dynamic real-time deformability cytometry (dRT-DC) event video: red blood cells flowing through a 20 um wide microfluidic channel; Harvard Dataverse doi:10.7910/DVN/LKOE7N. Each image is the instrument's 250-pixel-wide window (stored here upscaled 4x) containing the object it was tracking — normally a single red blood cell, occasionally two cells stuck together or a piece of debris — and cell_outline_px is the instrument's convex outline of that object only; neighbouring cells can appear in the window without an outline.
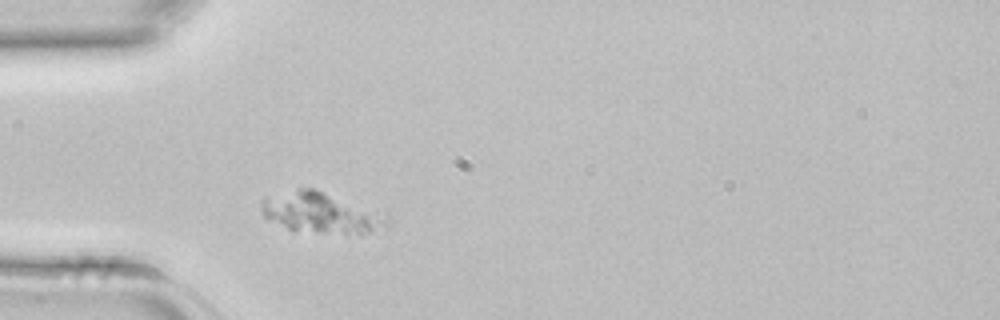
{"species": "common noctule bat (a hibernating species)", "species_latin": "Nyctalus noctula", "temperature_condition": "room temperature", "stored_images_in_passage": 33, "camera_frame_rate_fps": 3000, "um_per_image_px": 0.085, "animal": {"sex": "female", "body_mass_g": 22.7, "forearm_length_mm": 54.2}, "frame": {"image": 1, "passage_image": 1, "time_ms": 0.0, "image_size_px": [1000, 320], "cell_outline_px": [[388, 224], [360, 236], [288, 228], [264, 216], [260, 212], [260, 200], [264, 196], [296, 188], [316, 188], [388, 212]], "centroid_in_image_um": [27.35, 18.04], "position_along_channel_um": 57.6, "area_um2": 30.58}}
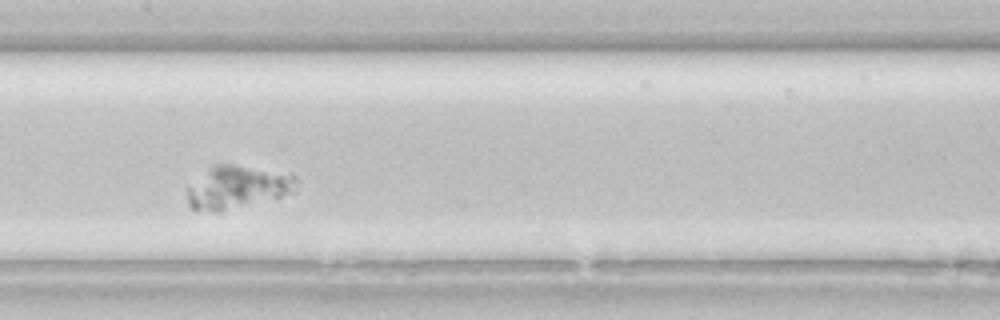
{"frame": {"image": 2, "passage_image": 10, "time_ms": 3.0, "image_size_px": [1000, 320], "cell_outline_px": [[296, 192], [220, 212], [216, 212], [192, 208], [188, 204], [188, 188], [208, 168], [216, 164], [232, 164], [292, 172], [296, 176]], "centroid_in_image_um": [20.25, 15.89], "position_along_channel_um": 187.2, "area_um2": 27.28}}
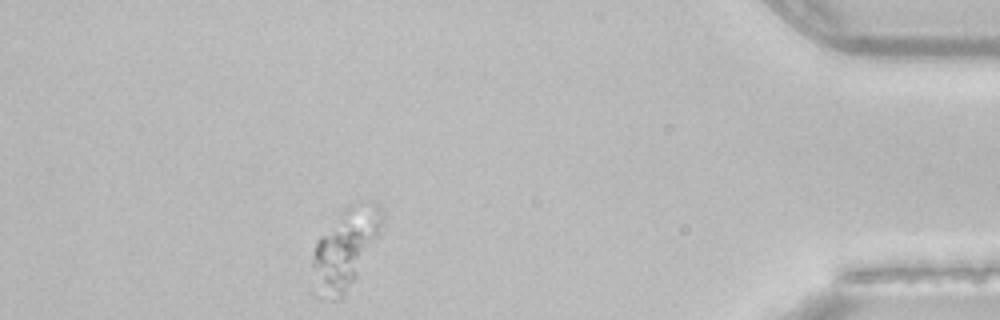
{"frame": {"image": 3, "passage_image": 28, "time_ms": 9.0, "image_size_px": [1000, 320], "cell_outline_px": [[384, 216], [380, 232], [356, 276], [340, 296], [336, 300], [332, 300], [316, 296], [312, 292], [312, 252], [316, 240], [320, 236], [368, 200], [380, 204], [384, 212]], "centroid_in_image_um": [29.3, 21.27], "position_along_channel_um": 405.9, "area_um2": 30.69}}